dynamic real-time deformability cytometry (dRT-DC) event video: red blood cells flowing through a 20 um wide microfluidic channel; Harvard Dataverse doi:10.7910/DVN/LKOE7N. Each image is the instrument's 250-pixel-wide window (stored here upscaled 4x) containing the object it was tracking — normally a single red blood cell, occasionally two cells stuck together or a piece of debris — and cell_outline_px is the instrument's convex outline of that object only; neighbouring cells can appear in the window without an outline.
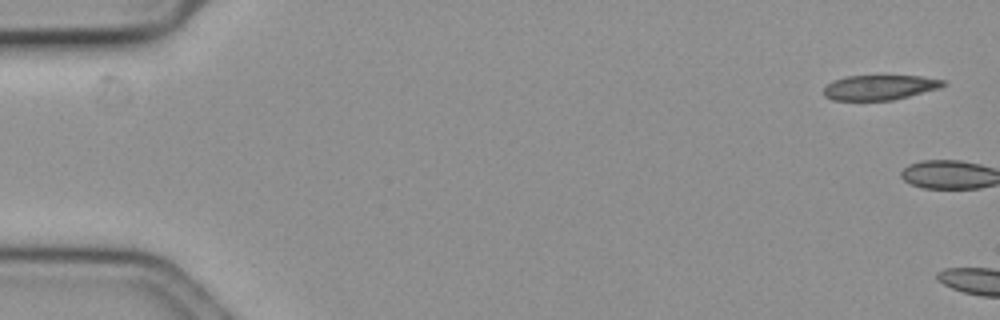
{"species": "common noctule bat (a hibernating species)", "species_latin": "Nyctalus noctula", "temperature_condition": "cold", "stored_images_in_passage": 3, "camera_frame_rate_fps": 3000, "um_per_image_px": 0.085, "animal": {"sex": "female", "body_mass_g": 19.3, "forearm_length_mm": 54.1}, "frame": {"image": 1, "passage_image": 1, "time_ms": 0.0, "image_size_px": [1000, 320], "cell_outline_px": [[948, 84], [940, 88], [892, 100], [832, 100], [824, 96], [824, 88], [832, 80], [848, 76], [920, 76], [944, 80]], "centroid_in_image_um": [74.78, 7.43], "position_along_channel_um": 10.2, "area_um2": 17.28}}